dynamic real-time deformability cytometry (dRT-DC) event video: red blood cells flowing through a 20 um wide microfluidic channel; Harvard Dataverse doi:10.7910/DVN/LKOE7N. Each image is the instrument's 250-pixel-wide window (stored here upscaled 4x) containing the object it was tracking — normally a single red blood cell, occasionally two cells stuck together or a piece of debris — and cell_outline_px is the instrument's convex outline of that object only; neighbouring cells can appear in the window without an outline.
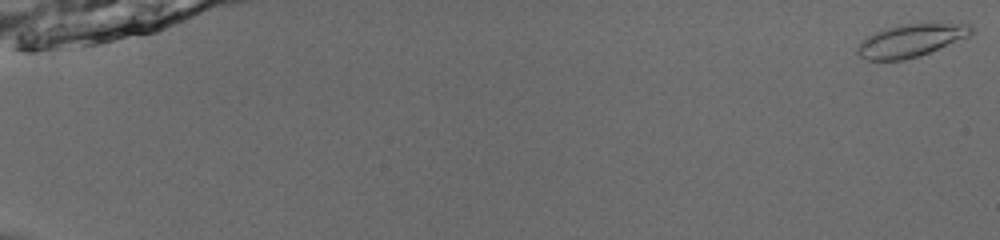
{"species": "common noctule bat (a hibernating species)", "species_latin": "Nyctalus noctula", "temperature_condition": "room temperature", "stored_images_in_passage": 54, "camera_frame_rate_fps": 3000, "um_per_image_px": 0.085, "animal": {"sex": "male", "body_mass_g": 13.0, "forearm_length_mm": 53.1}, "frame": {"image": 1, "passage_image": 1, "time_ms": 0.0, "image_size_px": [1000, 240], "cell_outline_px": [[972, 32], [968, 36], [920, 56], [904, 60], [868, 60], [860, 56], [856, 52], [856, 48], [868, 36], [876, 32], [900, 24], [932, 20], [972, 24]], "centroid_in_image_um": [77.49, 3.39], "position_along_channel_um": 7.5, "area_um2": 22.25}}
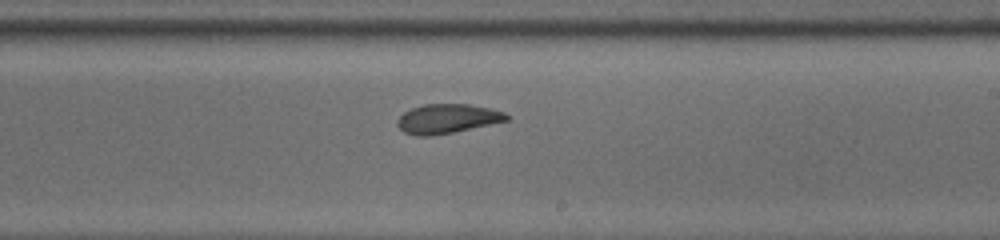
{"frame": {"image": 2, "passage_image": 35, "time_ms": 11.333, "image_size_px": [1000, 240], "cell_outline_px": [[508, 120], [452, 132], [432, 136], [416, 136], [404, 132], [396, 124], [396, 120], [404, 112], [412, 108], [424, 104], [468, 104], [492, 108], [504, 112], [508, 116]], "centroid_in_image_um": [37.98, 10.08], "position_along_channel_um": 251.0, "area_um2": 18.55}}
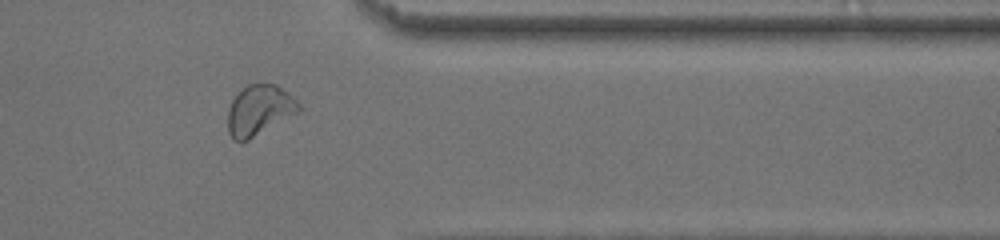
{"frame": {"image": 3, "passage_image": 46, "time_ms": 15.0, "image_size_px": [1000, 240], "cell_outline_px": [[300, 112], [248, 140], [232, 140], [228, 132], [228, 108], [236, 92], [248, 84], [276, 84], [288, 92], [300, 104]], "centroid_in_image_um": [22.03, 9.35], "position_along_channel_um": 389.4, "area_um2": 20.92}}